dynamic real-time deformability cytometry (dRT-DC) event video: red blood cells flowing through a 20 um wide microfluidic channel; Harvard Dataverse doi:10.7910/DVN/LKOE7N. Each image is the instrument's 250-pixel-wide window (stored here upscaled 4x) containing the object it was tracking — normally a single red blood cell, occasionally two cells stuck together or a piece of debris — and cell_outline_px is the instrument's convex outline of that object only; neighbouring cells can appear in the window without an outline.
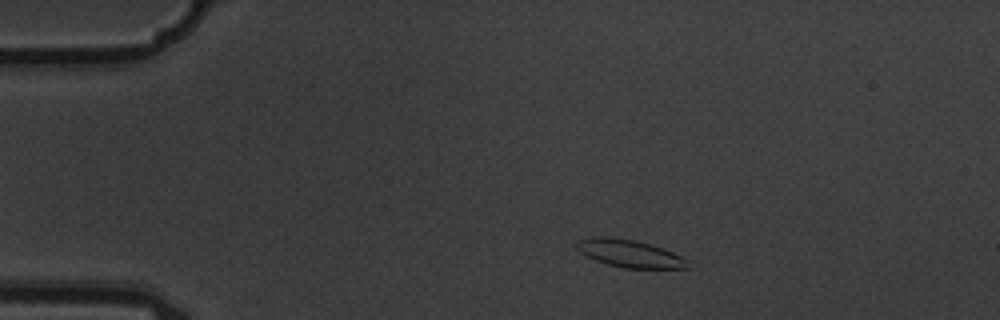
{"species": "common noctule bat (a hibernating species)", "species_latin": "Nyctalus noctula", "temperature_condition": "warm", "stored_images_in_passage": 4, "camera_frame_rate_fps": 3000, "um_per_image_px": 0.085, "animal": {"sex": "male", "body_mass_g": 19.5, "forearm_length_mm": 54.6}, "frame": {"image": 1, "passage_image": 1, "time_ms": 0.0, "image_size_px": [1000, 320], "cell_outline_px": [[692, 268], [624, 268], [608, 264], [596, 260], [580, 252], [576, 248], [576, 240], [596, 236], [608, 236], [636, 240], [672, 252], [688, 260]], "centroid_in_image_um": [53.5, 21.54], "position_along_channel_um": 31.5, "area_um2": 17.74}}
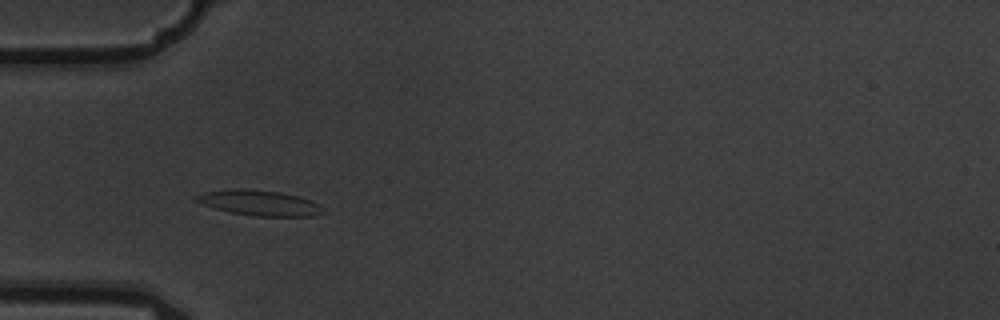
{"frame": {"image": 2, "passage_image": 3, "time_ms": 0.667, "image_size_px": [1000, 320], "cell_outline_px": [[324, 212], [312, 216], [252, 216], [228, 212], [204, 204], [196, 200], [192, 196], [204, 192], [236, 188], [244, 188], [280, 192], [300, 196], [316, 204]], "centroid_in_image_um": [21.99, 17.24], "position_along_channel_um": 63.0, "area_um2": 18.55}}
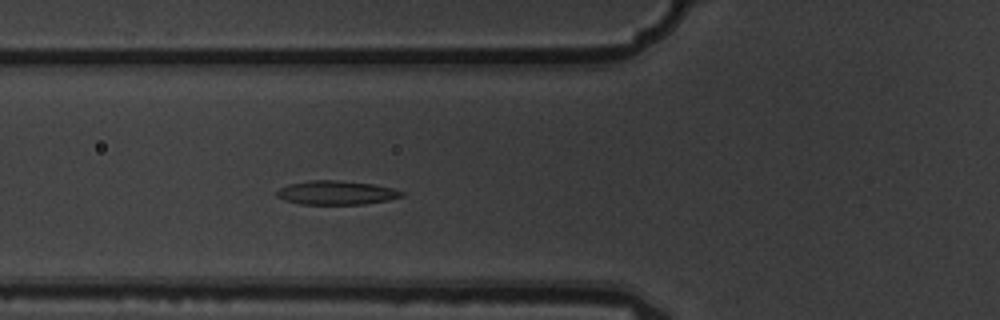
{"frame": {"image": 3, "passage_image": 4, "time_ms": 1.0, "image_size_px": [1000, 320], "cell_outline_px": [[404, 196], [388, 200], [364, 204], [300, 204], [284, 200], [276, 196], [276, 192], [280, 188], [288, 184], [308, 180], [336, 180], [372, 184], [392, 188], [404, 192]], "centroid_in_image_um": [28.57, 16.38], "position_along_channel_um": 97.2, "area_um2": 17.4}}